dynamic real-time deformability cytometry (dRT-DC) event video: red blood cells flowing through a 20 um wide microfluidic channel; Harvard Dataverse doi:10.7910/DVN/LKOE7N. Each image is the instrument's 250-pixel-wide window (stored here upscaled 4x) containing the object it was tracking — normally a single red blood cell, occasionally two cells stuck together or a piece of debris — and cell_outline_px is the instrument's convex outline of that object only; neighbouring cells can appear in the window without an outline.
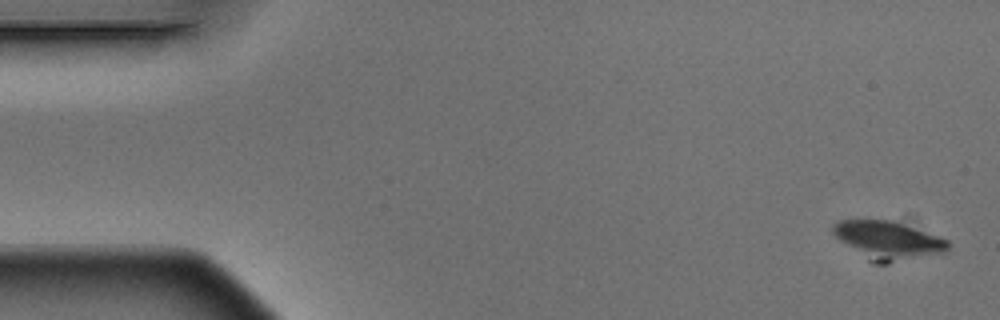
{"species": "Egyptian fruit bat (a non-hibernating species)", "species_latin": "Rousettus aegyptiacus", "temperature_condition": "warm", "stored_images_in_passage": 4, "camera_frame_rate_fps": 3000, "um_per_image_px": 0.085, "animal": {"sex": "male"}, "frame": {"image": 1, "passage_image": 1, "time_ms": 0.0, "image_size_px": [1000, 320], "cell_outline_px": [[948, 248], [944, 252], [888, 264], [876, 264], [868, 260], [840, 240], [832, 232], [832, 224], [836, 220], [892, 220], [948, 240]], "centroid_in_image_um": [75.44, 20.43], "position_along_channel_um": 9.6, "area_um2": 25.37}}
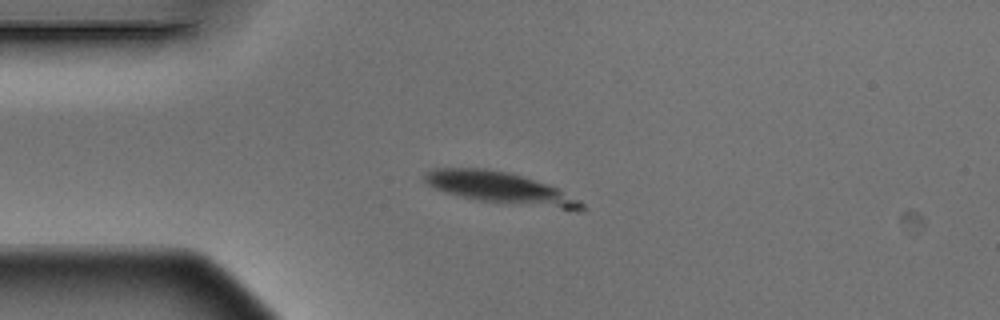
{"frame": {"image": 2, "passage_image": 3, "time_ms": 0.667, "image_size_px": [1000, 320], "cell_outline_px": [[588, 208], [584, 212], [576, 212], [480, 200], [460, 196], [444, 192], [432, 188], [424, 180], [424, 172], [432, 168], [484, 168], [508, 172], [560, 188], [580, 200]], "centroid_in_image_um": [42.63, 16.01], "position_along_channel_um": 42.4, "area_um2": 29.48}}